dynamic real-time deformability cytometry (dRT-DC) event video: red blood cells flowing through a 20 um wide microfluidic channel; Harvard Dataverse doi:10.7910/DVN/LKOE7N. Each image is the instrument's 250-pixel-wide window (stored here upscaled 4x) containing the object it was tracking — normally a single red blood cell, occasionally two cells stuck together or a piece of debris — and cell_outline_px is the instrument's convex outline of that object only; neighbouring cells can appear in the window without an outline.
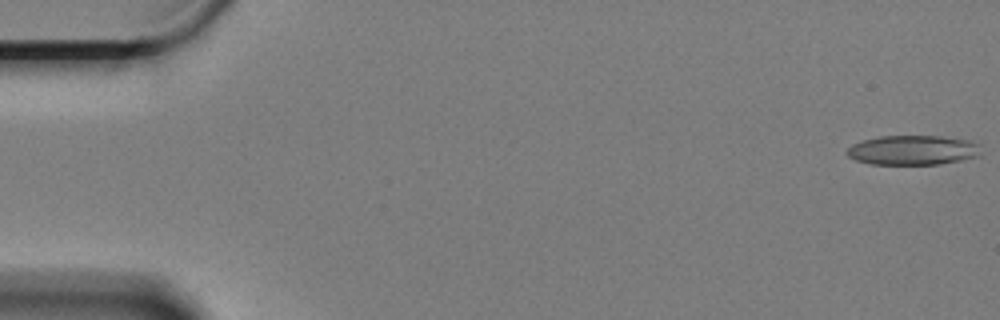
{"species": "Egyptian fruit bat (a non-hibernating species)", "species_latin": "Rousettus aegyptiacus", "temperature_condition": "cold", "stored_images_in_passage": 56, "camera_frame_rate_fps": 3000, "um_per_image_px": 0.085, "animal": {"sex": "female"}, "frame": {"image": 1, "passage_image": 1, "time_ms": 0.0, "image_size_px": [1000, 320], "cell_outline_px": [[980, 156], [940, 164], [872, 164], [856, 160], [848, 156], [844, 152], [852, 144], [864, 140], [880, 136], [940, 136], [972, 140], [980, 144]], "centroid_in_image_um": [77.62, 12.75], "position_along_channel_um": 7.4, "area_um2": 23.24}}
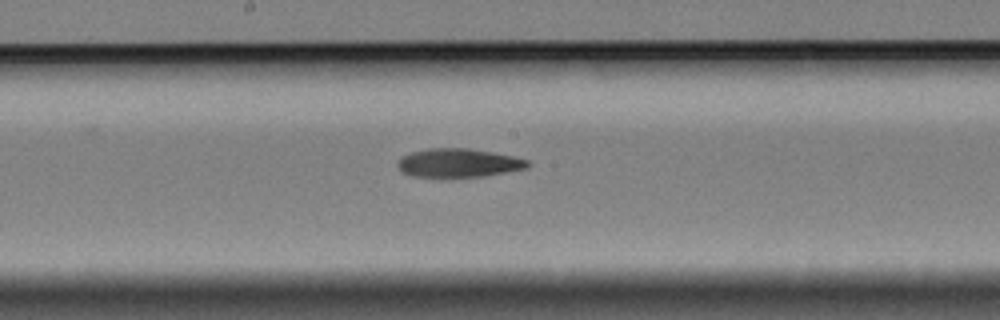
{"frame": {"image": 2, "passage_image": 32, "time_ms": 10.333, "image_size_px": [1000, 320], "cell_outline_px": [[532, 164], [528, 168], [484, 176], [444, 180], [412, 176], [400, 172], [396, 164], [404, 156], [412, 152], [428, 148], [468, 148], [492, 152], [512, 156], [528, 160]], "centroid_in_image_um": [38.94, 13.9], "position_along_channel_um": 209.3, "area_um2": 22.54}}
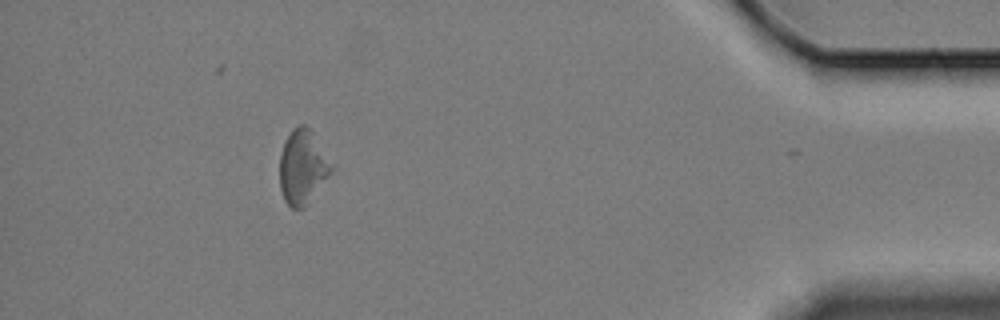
{"frame": {"image": 3, "passage_image": 55, "time_ms": 18.0, "image_size_px": [1000, 320], "cell_outline_px": [[336, 164], [328, 176], [304, 208], [292, 208], [284, 200], [280, 188], [280, 152], [292, 128], [300, 124], [304, 124], [308, 128]], "centroid_in_image_um": [25.74, 14.18], "position_along_channel_um": 409.5, "area_um2": 22.37}}